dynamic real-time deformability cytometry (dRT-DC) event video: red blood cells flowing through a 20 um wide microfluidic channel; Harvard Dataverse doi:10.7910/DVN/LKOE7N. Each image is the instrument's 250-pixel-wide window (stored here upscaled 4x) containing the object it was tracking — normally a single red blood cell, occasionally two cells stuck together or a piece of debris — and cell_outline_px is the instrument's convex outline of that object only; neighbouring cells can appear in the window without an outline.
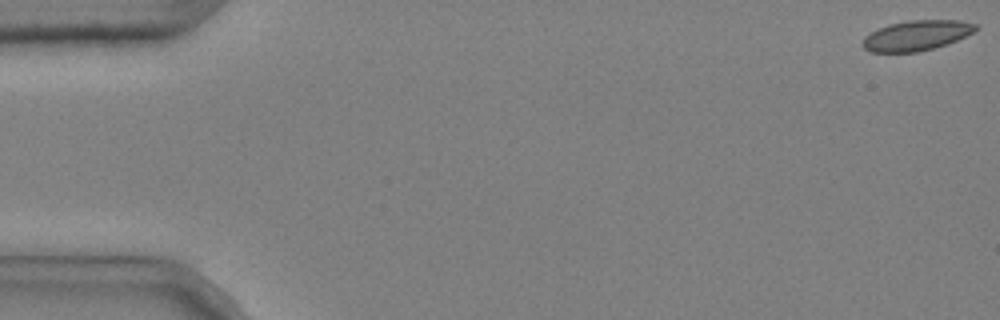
{"species": "common noctule bat (a hibernating species)", "species_latin": "Nyctalus noctula", "temperature_condition": "cold", "stored_images_in_passage": 48, "camera_frame_rate_fps": 3000, "um_per_image_px": 0.085, "animal": {"sex": "male", "body_mass_g": 20.4}, "frame": {"image": 1, "passage_image": 1, "time_ms": 0.0, "image_size_px": [1000, 320], "cell_outline_px": [[980, 28], [956, 40], [932, 48], [916, 52], [872, 52], [864, 48], [860, 44], [864, 36], [888, 24], [908, 20], [960, 20], [976, 24]], "centroid_in_image_um": [77.87, 3.0], "position_along_channel_um": 7.1, "area_um2": 19.71}}
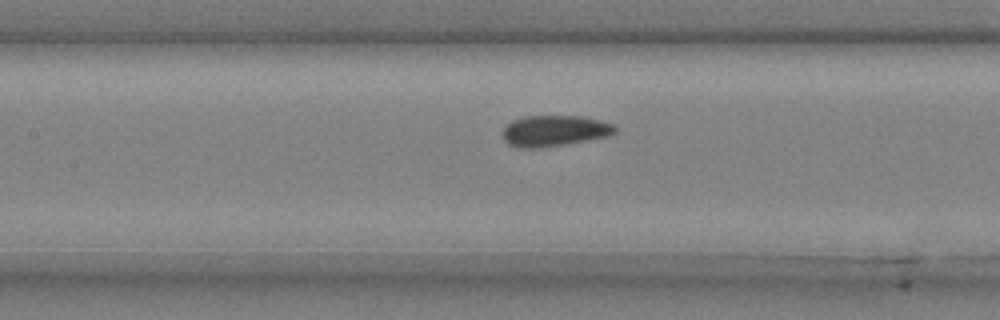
{"frame": {"image": 2, "passage_image": 25, "time_ms": 8.0, "image_size_px": [1000, 320], "cell_outline_px": [[616, 132], [608, 136], [564, 144], [540, 148], [516, 148], [508, 144], [504, 140], [504, 128], [512, 120], [524, 116], [580, 116], [600, 120], [612, 124], [616, 128]], "centroid_in_image_um": [47.1, 11.12], "position_along_channel_um": 160.3, "area_um2": 20.17}}
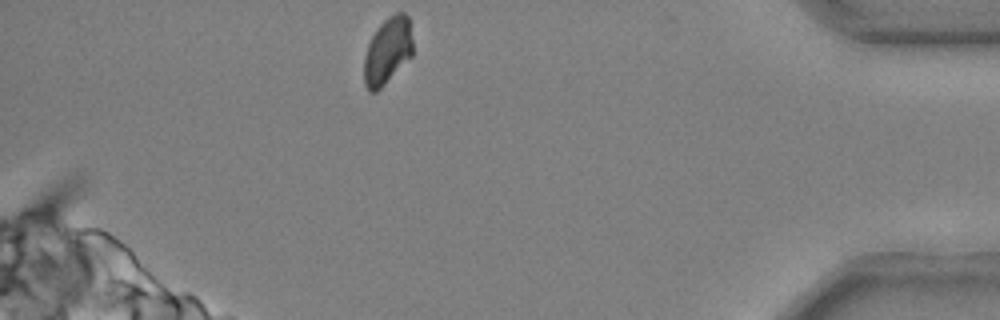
{"frame": {"image": 3, "passage_image": 48, "time_ms": 15.667, "image_size_px": [1000, 320], "cell_outline_px": [[412, 56], [376, 92], [368, 92], [364, 84], [364, 56], [368, 44], [372, 36], [380, 24], [388, 16], [396, 12], [404, 12], [408, 16], [412, 40]], "centroid_in_image_um": [32.93, 4.32], "position_along_channel_um": 402.3, "area_um2": 18.9}, "authors_computed_cell_mechanics": {"area_um2": 20.23, "velocity_mm_per_s": 3.6706, "shape_relaxation_time_tau1_ms": 4.1378, "shape_relaxation_time_tau2_ms": 2.242, "deformation_change_tau1": 0.0835, "deformation_change_tau2": 0.0406}}